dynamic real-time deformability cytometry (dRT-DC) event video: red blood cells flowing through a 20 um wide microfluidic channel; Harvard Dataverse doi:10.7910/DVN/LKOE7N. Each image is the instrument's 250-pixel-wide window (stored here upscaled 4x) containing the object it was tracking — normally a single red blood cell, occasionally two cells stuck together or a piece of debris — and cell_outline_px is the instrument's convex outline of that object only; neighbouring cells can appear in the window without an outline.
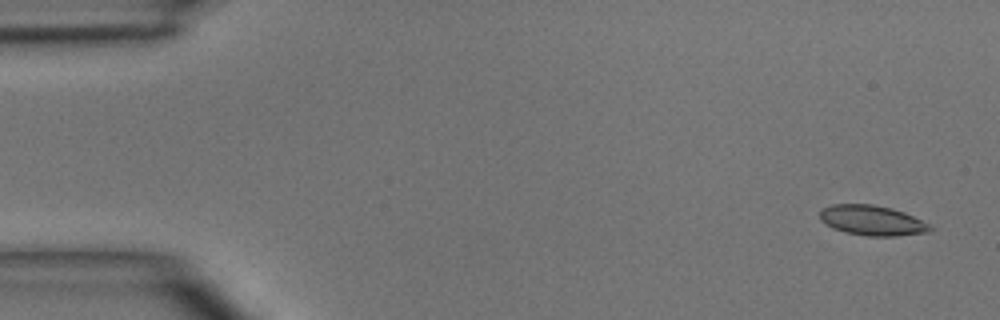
{"species": "common noctule bat (a hibernating species)", "species_latin": "Nyctalus noctula", "temperature_condition": "room temperature", "stored_images_in_passage": 2, "segment_of_instrument_passage": [2, 2], "camera_frame_rate_fps": 3000, "um_per_image_px": 0.085, "animal": {"sex": "male", "body_mass_g": 15.6}, "frame": {"image": 1, "passage_image": 2, "time_ms": 2.0, "image_size_px": [1000, 320], "cell_outline_px": [[932, 228], [928, 232], [896, 236], [868, 236], [844, 232], [832, 228], [820, 220], [820, 212], [824, 208], [832, 204], [872, 204], [892, 208], [904, 212], [928, 224]], "centroid_in_image_um": [74.1, 18.73], "position_along_channel_um": 10.9, "area_um2": 19.19}}